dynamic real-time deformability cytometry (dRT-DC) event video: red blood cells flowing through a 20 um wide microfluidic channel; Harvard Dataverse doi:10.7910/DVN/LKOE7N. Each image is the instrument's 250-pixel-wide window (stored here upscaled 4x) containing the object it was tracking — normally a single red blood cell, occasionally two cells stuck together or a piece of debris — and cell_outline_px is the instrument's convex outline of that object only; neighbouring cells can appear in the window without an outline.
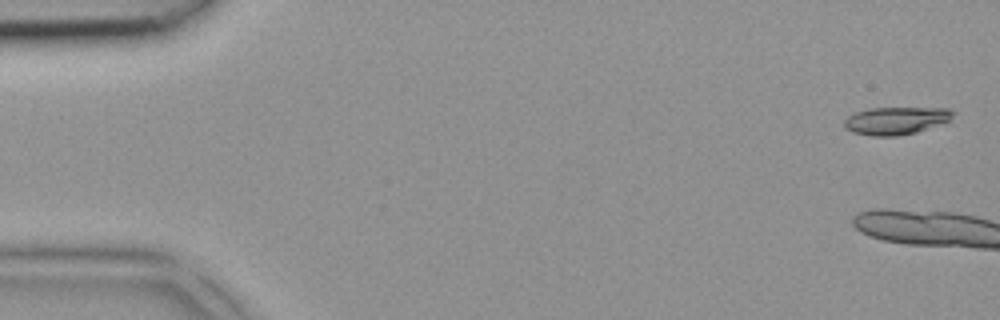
{"species": "common noctule bat (a hibernating species)", "species_latin": "Nyctalus noctula", "temperature_condition": "room temperature", "stored_images_in_passage": 5, "camera_frame_rate_fps": 3000, "um_per_image_px": 0.085, "animal": {"sex": "female", "body_mass_g": 18.4}, "frame": {"image": 1, "passage_image": 1, "time_ms": 0.0, "image_size_px": [1000, 320], "cell_outline_px": [[956, 112], [944, 124], [916, 132], [896, 136], [872, 136], [852, 132], [844, 128], [844, 120], [848, 116], [856, 112], [868, 108], [948, 108]], "centroid_in_image_um": [76.16, 10.25], "position_along_channel_um": 8.8, "area_um2": 17.63}}
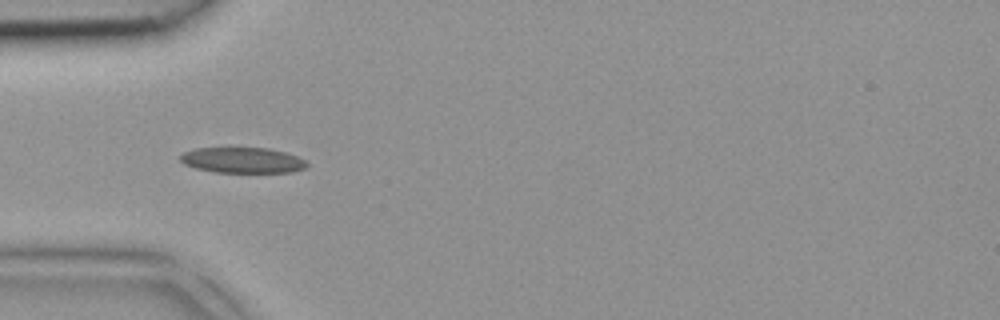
{"frame": {"image": 2, "passage_image": 5, "time_ms": 1.333, "image_size_px": [1000, 320], "cell_outline_px": [[308, 164], [304, 168], [292, 172], [216, 172], [196, 168], [184, 164], [180, 160], [180, 156], [184, 152], [196, 148], [228, 144], [268, 148], [288, 152], [304, 160]], "centroid_in_image_um": [20.57, 13.55], "position_along_channel_um": 64.4, "area_um2": 19.83}}